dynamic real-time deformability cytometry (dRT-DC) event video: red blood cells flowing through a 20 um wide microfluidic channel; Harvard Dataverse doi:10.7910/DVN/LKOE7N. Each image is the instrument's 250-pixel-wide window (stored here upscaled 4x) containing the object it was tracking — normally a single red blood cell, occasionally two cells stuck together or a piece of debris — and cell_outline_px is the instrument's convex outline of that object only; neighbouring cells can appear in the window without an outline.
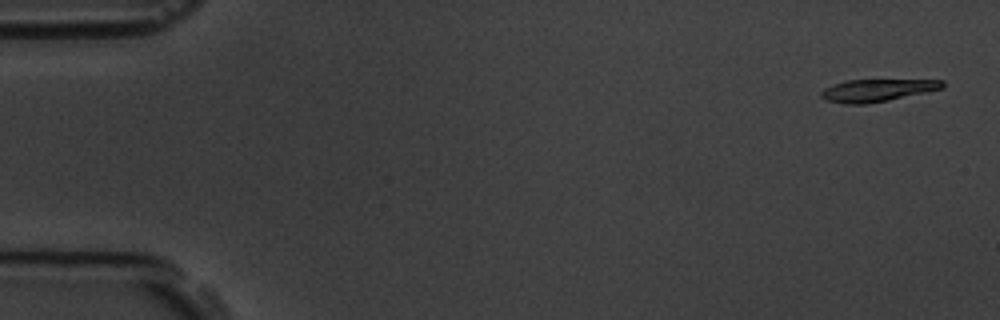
{"species": "common noctule bat (a hibernating species)", "species_latin": "Nyctalus noctula", "temperature_condition": "room temperature", "stored_images_in_passage": 4, "camera_frame_rate_fps": 3000, "um_per_image_px": 0.085, "animal": {"sex": "male", "body_mass_g": 19.5, "forearm_length_mm": 54.6}, "frame": {"image": 1, "passage_image": 1, "time_ms": 0.0, "image_size_px": [1000, 320], "cell_outline_px": [[944, 88], [888, 100], [864, 104], [844, 104], [824, 100], [820, 96], [820, 92], [824, 88], [832, 84], [848, 80], [944, 80]], "centroid_in_image_um": [74.5, 7.68], "position_along_channel_um": 10.5, "area_um2": 15.78}}
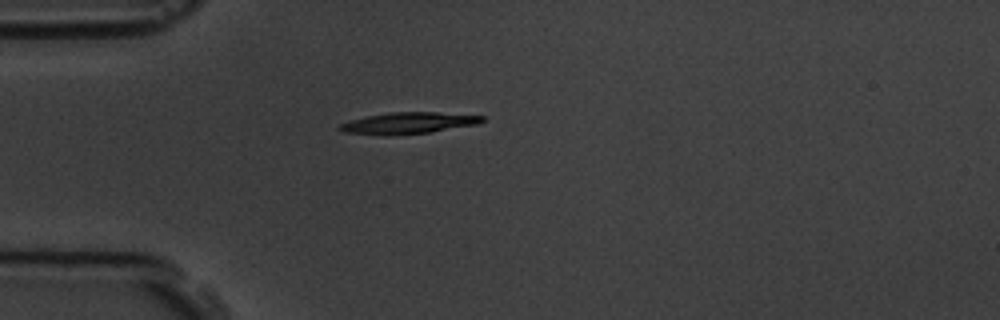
{"frame": {"image": 2, "passage_image": 4, "time_ms": 4.333, "image_size_px": [1000, 320], "cell_outline_px": [[484, 120], [476, 124], [428, 132], [388, 136], [384, 136], [344, 132], [336, 128], [340, 124], [352, 120], [368, 116], [388, 112], [436, 112], [484, 116]], "centroid_in_image_um": [34.65, 10.46], "position_along_channel_um": 50.4, "area_um2": 17.63}}